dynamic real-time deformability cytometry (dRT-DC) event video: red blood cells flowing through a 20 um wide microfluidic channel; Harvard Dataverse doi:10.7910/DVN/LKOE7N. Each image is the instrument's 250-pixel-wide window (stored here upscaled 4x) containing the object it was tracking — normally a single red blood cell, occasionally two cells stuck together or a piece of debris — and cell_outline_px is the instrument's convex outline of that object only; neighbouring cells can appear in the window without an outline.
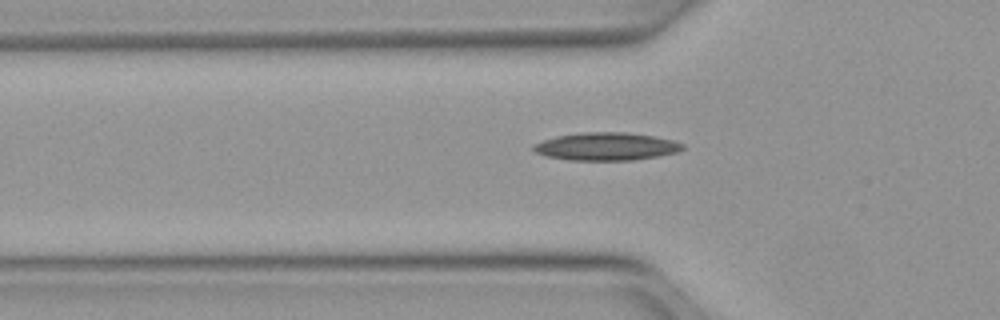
{"species": "Egyptian fruit bat (a non-hibernating species)", "species_latin": "Rousettus aegyptiacus", "temperature_condition": "warm", "stored_images_in_passage": 39, "camera_frame_rate_fps": 3000, "um_per_image_px": 0.085, "animal": {"sex": "female"}, "frame": {"image": 1, "passage_image": 11, "time_ms": 3.333, "image_size_px": [1000, 320], "cell_outline_px": [[684, 148], [680, 152], [632, 160], [568, 160], [544, 156], [536, 152], [532, 148], [532, 144], [556, 136], [584, 132], [628, 132], [652, 136], [672, 140], [684, 144]], "centroid_in_image_um": [51.52, 12.45], "position_along_channel_um": 74.3, "area_um2": 24.22}}
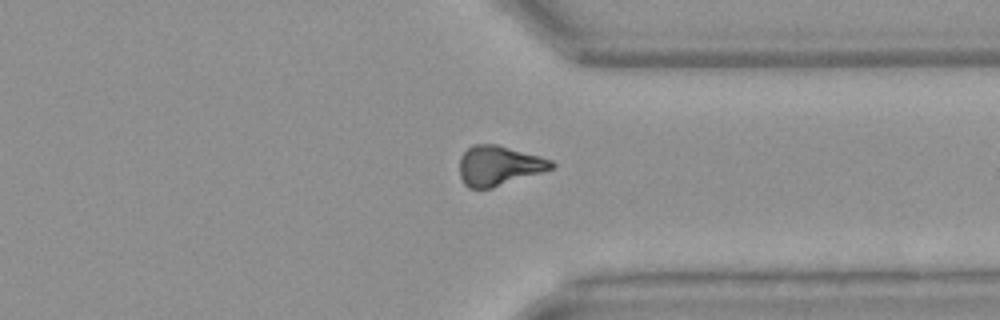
{"frame": {"image": 2, "passage_image": 33, "time_ms": 10.667, "image_size_px": [1000, 320], "cell_outline_px": [[556, 164], [552, 168], [492, 188], [468, 188], [464, 184], [460, 176], [460, 156], [472, 144], [496, 144], [540, 156], [552, 160]], "centroid_in_image_um": [42.37, 14.07], "position_along_channel_um": 369.0, "area_um2": 21.1}}
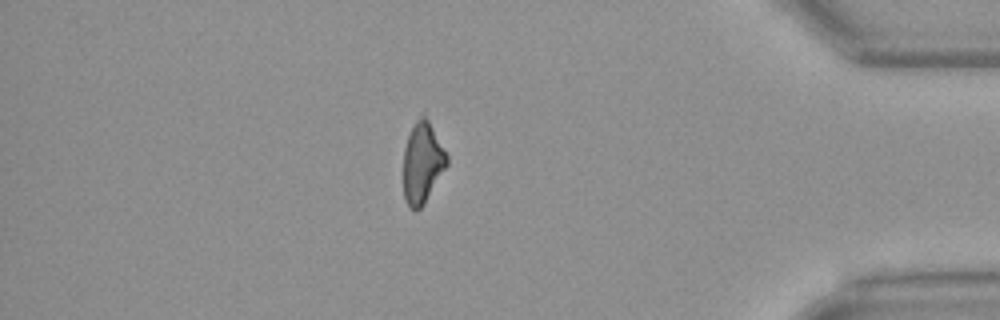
{"frame": {"image": 3, "passage_image": 38, "time_ms": 12.333, "image_size_px": [1000, 320], "cell_outline_px": [[448, 164], [424, 204], [416, 212], [408, 208], [404, 200], [404, 148], [408, 136], [416, 120], [424, 112], [448, 156]], "centroid_in_image_um": [35.9, 13.87], "position_along_channel_um": 399.3, "area_um2": 20.52}}